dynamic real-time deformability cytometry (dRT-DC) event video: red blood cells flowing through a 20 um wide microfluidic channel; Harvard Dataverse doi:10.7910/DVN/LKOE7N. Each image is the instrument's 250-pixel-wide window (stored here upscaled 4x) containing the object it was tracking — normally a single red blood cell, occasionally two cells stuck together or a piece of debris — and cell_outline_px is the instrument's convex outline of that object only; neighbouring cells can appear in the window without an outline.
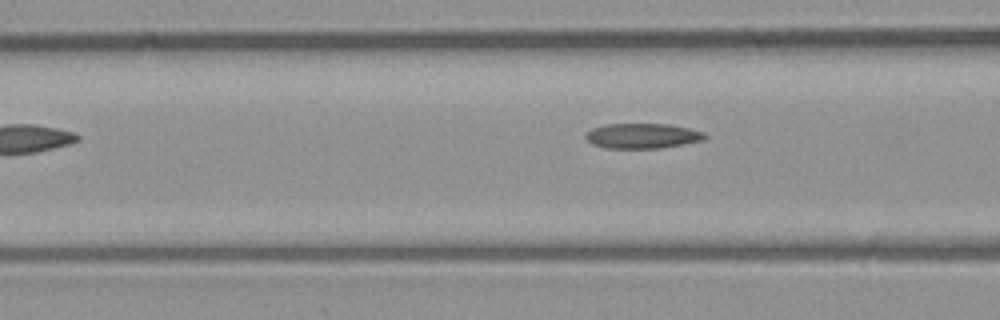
{"species": "common noctule bat (a hibernating species)", "species_latin": "Nyctalus noctula", "temperature_condition": "room temperature", "stored_images_in_passage": 7, "segment_of_instrument_passage": [2, 2], "camera_frame_rate_fps": 3000, "um_per_image_px": 0.085, "animal": {"sex": "male", "body_mass_g": 23.1, "forearm_length_mm": 52.7}, "frame": {"image": 1, "passage_image": 7, "time_ms": 7.0, "image_size_px": [1000, 320], "cell_outline_px": [[708, 136], [704, 140], [684, 144], [660, 148], [604, 148], [592, 144], [584, 136], [584, 132], [592, 128], [604, 124], [668, 124], [688, 128], [704, 132]], "centroid_in_image_um": [54.58, 11.55], "position_along_channel_um": 112.0, "area_um2": 17.57}}